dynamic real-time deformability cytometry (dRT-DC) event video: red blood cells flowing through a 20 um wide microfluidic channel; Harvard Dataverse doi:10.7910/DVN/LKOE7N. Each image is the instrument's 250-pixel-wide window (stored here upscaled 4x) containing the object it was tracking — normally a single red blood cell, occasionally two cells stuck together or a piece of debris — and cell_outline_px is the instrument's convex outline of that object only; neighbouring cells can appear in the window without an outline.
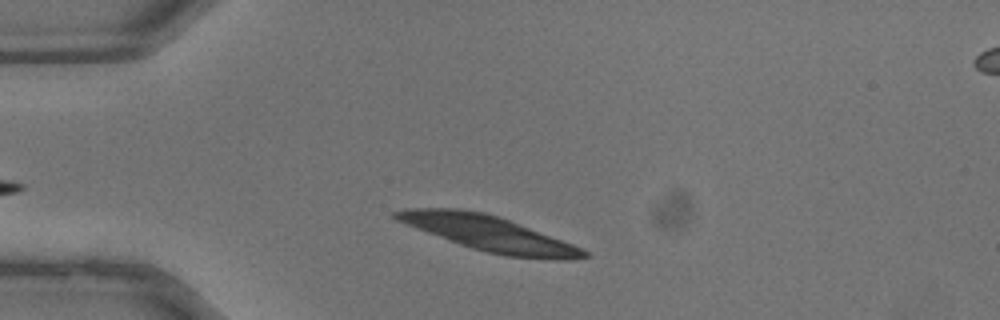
{"species": "common noctule bat (a hibernating species)", "species_latin": "Nyctalus noctula", "temperature_condition": "warm", "stored_images_in_passage": 14, "camera_frame_rate_fps": 3000, "um_per_image_px": 0.085, "animal": {"sex": "male", "body_mass_g": 13.3}, "frame": {"image": 1, "passage_image": 5, "time_ms": 1.333, "image_size_px": [1000, 320], "cell_outline_px": [[588, 256], [568, 260], [556, 260], [508, 256], [488, 252], [472, 248], [460, 244], [416, 228], [396, 220], [392, 216], [392, 212], [404, 208], [456, 208], [484, 212], [508, 220], [572, 244], [588, 252]], "centroid_in_image_um": [41.51, 19.83], "position_along_channel_um": 43.5, "area_um2": 37.69}}